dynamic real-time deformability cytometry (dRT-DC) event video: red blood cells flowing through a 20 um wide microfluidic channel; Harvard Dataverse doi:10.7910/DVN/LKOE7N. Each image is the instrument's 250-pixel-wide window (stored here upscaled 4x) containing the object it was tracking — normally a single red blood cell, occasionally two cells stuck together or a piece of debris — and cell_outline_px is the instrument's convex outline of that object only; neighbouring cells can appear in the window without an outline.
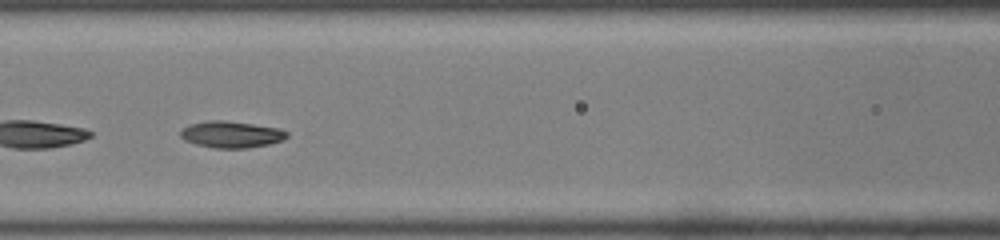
{"species": "common noctule bat (a hibernating species)", "species_latin": "Nyctalus noctula", "temperature_condition": "room temperature", "stored_images_in_passage": 36, "camera_frame_rate_fps": 3000, "um_per_image_px": 0.085, "animal": {"sex": "male", "body_mass_g": 19.0, "forearm_length_mm": 50.8}, "frame": {"image": 1, "passage_image": 16, "time_ms": 5.0, "image_size_px": [1000, 240], "cell_outline_px": [[288, 136], [284, 140], [268, 144], [248, 148], [216, 148], [196, 144], [184, 140], [180, 136], [180, 132], [188, 124], [208, 120], [224, 120], [280, 128], [288, 132]], "centroid_in_image_um": [19.66, 11.42], "position_along_channel_um": 146.9, "area_um2": 16.53}, "authors_computed_cell_mechanics": {"area_um2": 16.1262, "velocity_mm_per_s": 4.0541, "shape_relaxation_time_tau1_ms": 2.6273, "shape_relaxation_time_tau2_ms": 6.9494, "deformation_change_tau1": 0.1389, "deformation_change_tau2": 0.0731}}